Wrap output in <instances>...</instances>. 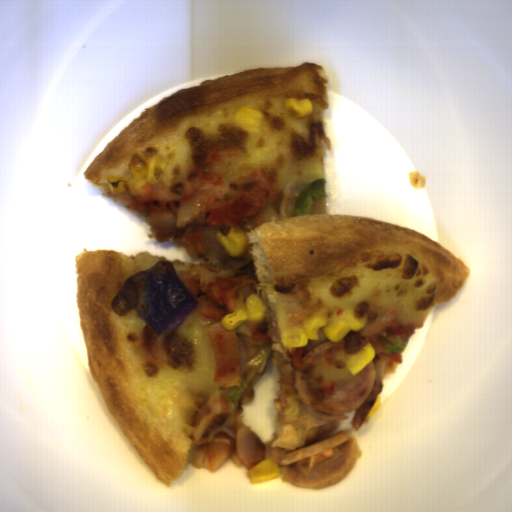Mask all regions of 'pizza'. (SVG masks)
<instances>
[{
  "mask_svg": "<svg viewBox=\"0 0 512 512\" xmlns=\"http://www.w3.org/2000/svg\"><path fill=\"white\" fill-rule=\"evenodd\" d=\"M372 361L375 367L374 386L368 397L361 404V406L355 409L354 416L351 419L349 425V429H353L356 431L365 426L366 423L368 422V415L371 409L373 408L378 396L381 395L385 377L393 372H397V366L394 368H390L384 365L381 359L375 354Z\"/></svg>",
  "mask_w": 512,
  "mask_h": 512,
  "instance_id": "obj_5",
  "label": "pizza"
},
{
  "mask_svg": "<svg viewBox=\"0 0 512 512\" xmlns=\"http://www.w3.org/2000/svg\"><path fill=\"white\" fill-rule=\"evenodd\" d=\"M204 296H205L204 291H200L199 294L197 296H195L194 298L198 301L199 299H201Z\"/></svg>",
  "mask_w": 512,
  "mask_h": 512,
  "instance_id": "obj_7",
  "label": "pizza"
},
{
  "mask_svg": "<svg viewBox=\"0 0 512 512\" xmlns=\"http://www.w3.org/2000/svg\"><path fill=\"white\" fill-rule=\"evenodd\" d=\"M172 261L177 273L193 262L148 251L127 255L83 247L74 259L80 326L91 378L120 431L150 469L169 489L187 470L194 444L182 428L181 411L189 394L209 396L216 364L203 331L212 323L192 311L166 340L170 364H149L138 338L148 328L129 310L117 315L113 298L133 273Z\"/></svg>",
  "mask_w": 512,
  "mask_h": 512,
  "instance_id": "obj_2",
  "label": "pizza"
},
{
  "mask_svg": "<svg viewBox=\"0 0 512 512\" xmlns=\"http://www.w3.org/2000/svg\"><path fill=\"white\" fill-rule=\"evenodd\" d=\"M239 344L240 386H232L217 397L226 399L227 412L239 408L248 386H253L266 370L271 355V342H256L237 334Z\"/></svg>",
  "mask_w": 512,
  "mask_h": 512,
  "instance_id": "obj_4",
  "label": "pizza"
},
{
  "mask_svg": "<svg viewBox=\"0 0 512 512\" xmlns=\"http://www.w3.org/2000/svg\"><path fill=\"white\" fill-rule=\"evenodd\" d=\"M290 402L280 411L277 398L274 403V433L270 448L280 447L287 451H296L333 436L346 414H329L316 411L303 404L296 396H288ZM270 439V440H271Z\"/></svg>",
  "mask_w": 512,
  "mask_h": 512,
  "instance_id": "obj_3",
  "label": "pizza"
},
{
  "mask_svg": "<svg viewBox=\"0 0 512 512\" xmlns=\"http://www.w3.org/2000/svg\"><path fill=\"white\" fill-rule=\"evenodd\" d=\"M331 340H329L323 333V329L322 327L318 330V340H309L307 341L305 347H300L301 350H302V356H303V359L305 358V356L308 354L309 351H311L312 349H314L315 347H317L318 345L320 344H323V343H326V342H329Z\"/></svg>",
  "mask_w": 512,
  "mask_h": 512,
  "instance_id": "obj_6",
  "label": "pizza"
},
{
  "mask_svg": "<svg viewBox=\"0 0 512 512\" xmlns=\"http://www.w3.org/2000/svg\"><path fill=\"white\" fill-rule=\"evenodd\" d=\"M310 99L313 113L295 119L284 103ZM241 107L262 113L259 131L242 130ZM330 107L328 74L311 62L289 67L248 68L165 96L130 122L82 173L103 197L107 177L131 174L134 153L166 160L161 181L185 177L194 156L215 146H240L225 159L231 181L252 169L275 186L292 184L291 211L282 219L281 198L260 214L259 227L244 233L252 244L246 260L234 257L231 277L252 261L257 287L276 314L277 338L321 314H345L366 321L341 341L361 350L368 333L392 314L402 325L424 326L434 305L450 301L468 280L466 263L421 233L367 216L327 214L326 196L310 215L294 216L302 186L324 179L323 141L331 148L323 116Z\"/></svg>",
  "mask_w": 512,
  "mask_h": 512,
  "instance_id": "obj_1",
  "label": "pizza"
}]
</instances>
